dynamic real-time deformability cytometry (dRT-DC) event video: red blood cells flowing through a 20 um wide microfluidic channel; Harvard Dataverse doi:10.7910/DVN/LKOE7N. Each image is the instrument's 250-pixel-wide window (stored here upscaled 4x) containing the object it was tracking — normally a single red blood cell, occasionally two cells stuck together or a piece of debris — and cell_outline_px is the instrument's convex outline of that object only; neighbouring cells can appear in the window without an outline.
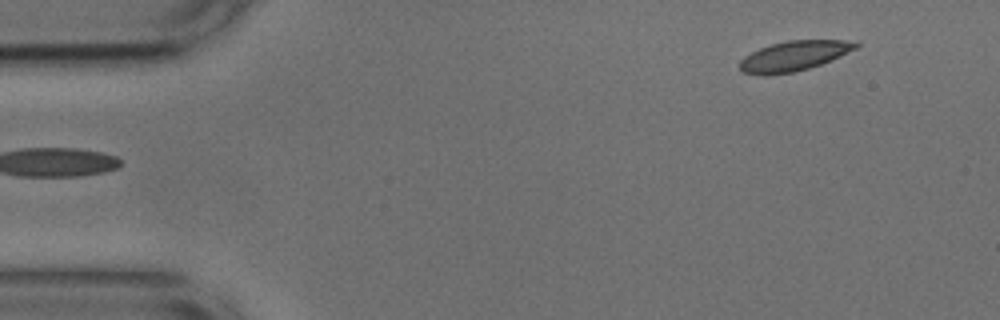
{"species": "common noctule bat (a hibernating species)", "species_latin": "Nyctalus noctula", "temperature_condition": "cold", "stored_images_in_passage": 10, "camera_frame_rate_fps": 3000, "um_per_image_px": 0.085, "animal": {"sex": "male", "body_mass_g": 17.9, "forearm_length_mm": 54.2}, "frame": {"image": 1, "passage_image": 1, "time_ms": 0.0, "image_size_px": [1000, 320], "cell_outline_px": [[860, 44], [856, 48], [840, 56], [820, 64], [796, 72], [764, 76], [740, 72], [740, 60], [744, 56], [760, 48], [772, 44], [788, 40], [860, 40]], "centroid_in_image_um": [67.48, 4.76], "position_along_channel_um": 17.5, "area_um2": 20.4}}